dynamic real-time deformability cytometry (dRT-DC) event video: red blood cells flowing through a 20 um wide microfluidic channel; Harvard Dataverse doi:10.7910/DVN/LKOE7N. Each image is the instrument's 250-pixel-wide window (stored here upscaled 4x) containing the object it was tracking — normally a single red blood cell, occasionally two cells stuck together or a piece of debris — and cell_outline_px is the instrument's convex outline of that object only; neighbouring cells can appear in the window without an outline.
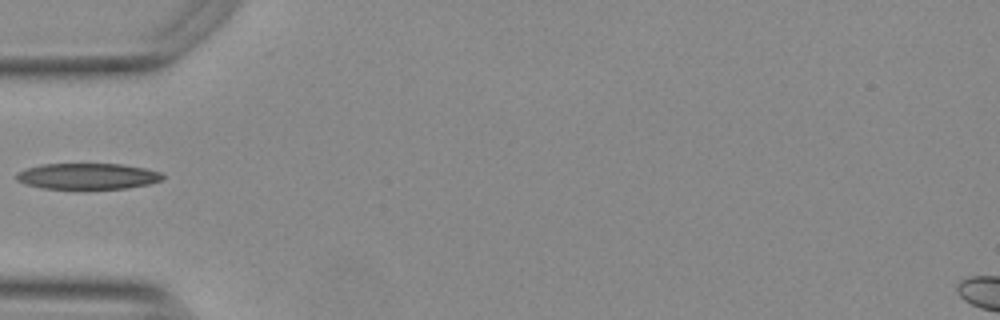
{"species": "Egyptian fruit bat (a non-hibernating species)", "species_latin": "Rousettus aegyptiacus", "temperature_condition": "warm", "stored_images_in_passage": 21, "camera_frame_rate_fps": 3000, "um_per_image_px": 0.085, "animal": {"sex": "female"}, "frame": {"image": 1, "passage_image": 1, "time_ms": 0.0, "image_size_px": [1000, 320], "cell_outline_px": [[164, 176], [160, 180], [148, 184], [128, 188], [44, 188], [28, 184], [16, 180], [16, 172], [24, 168], [40, 164], [120, 164], [144, 168], [160, 172]], "centroid_in_image_um": [7.41, 14.96], "position_along_channel_um": 77.6, "area_um2": 21.91}}